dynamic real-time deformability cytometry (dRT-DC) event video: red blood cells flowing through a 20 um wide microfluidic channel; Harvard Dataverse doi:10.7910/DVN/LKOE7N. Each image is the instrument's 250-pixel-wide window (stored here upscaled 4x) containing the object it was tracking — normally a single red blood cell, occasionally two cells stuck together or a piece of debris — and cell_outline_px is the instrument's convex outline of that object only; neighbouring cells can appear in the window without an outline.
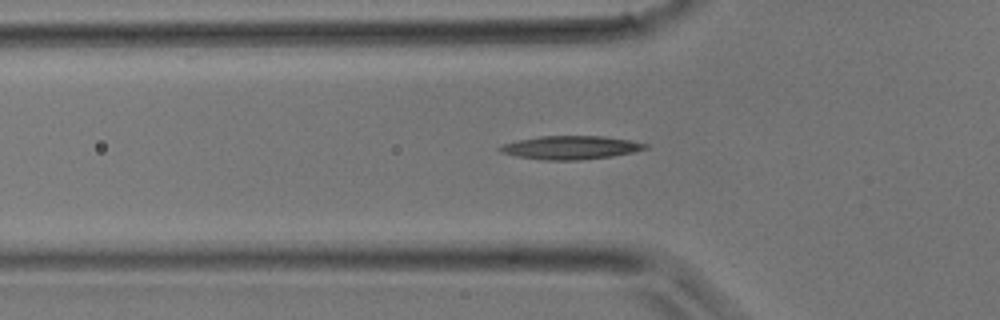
{"species": "common noctule bat (a hibernating species)", "species_latin": "Nyctalus noctula", "temperature_condition": "room temperature", "stored_images_in_passage": 33, "camera_frame_rate_fps": 3000, "um_per_image_px": 0.085, "animal": {"sex": "male", "body_mass_g": 17.9}, "frame": {"image": 1, "passage_image": 6, "time_ms": 1.667, "image_size_px": [1000, 320], "cell_outline_px": [[648, 148], [632, 152], [612, 156], [580, 160], [544, 160], [516, 156], [500, 152], [496, 148], [504, 144], [516, 140], [540, 136], [604, 136], [628, 140], [648, 144]], "centroid_in_image_um": [48.47, 12.54], "position_along_channel_um": 77.3, "area_um2": 19.83}}
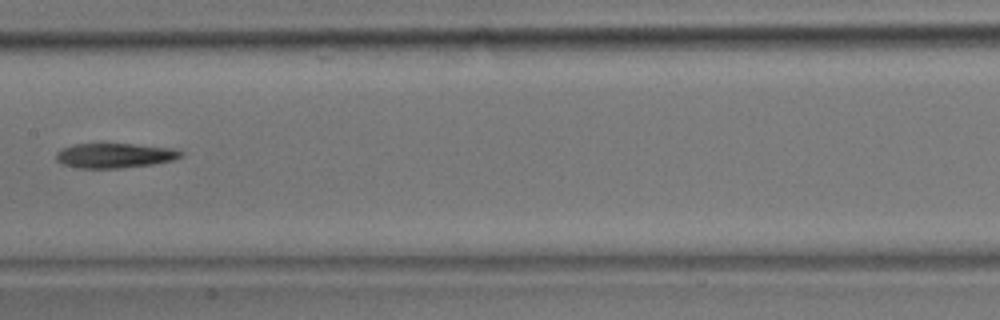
{"frame": {"image": 2, "passage_image": 13, "time_ms": 4.0, "image_size_px": [1000, 320], "cell_outline_px": [[184, 156], [172, 160], [152, 164], [120, 168], [80, 168], [60, 164], [56, 160], [56, 152], [72, 144], [136, 144], [172, 148], [184, 152]], "centroid_in_image_um": [9.75, 13.22], "position_along_channel_um": 197.7, "area_um2": 18.03}}
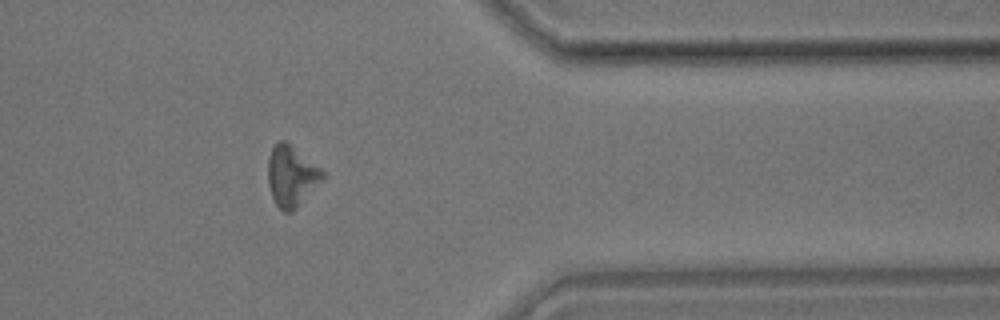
{"frame": {"image": 3, "passage_image": 25, "time_ms": 8.0, "image_size_px": [1000, 320], "cell_outline_px": [[324, 176], [296, 208], [292, 212], [284, 212], [276, 204], [272, 196], [268, 184], [268, 160], [272, 148], [280, 140], [284, 140], [320, 168], [324, 172]], "centroid_in_image_um": [24.73, 14.97], "position_along_channel_um": 386.7, "area_um2": 18.67}}